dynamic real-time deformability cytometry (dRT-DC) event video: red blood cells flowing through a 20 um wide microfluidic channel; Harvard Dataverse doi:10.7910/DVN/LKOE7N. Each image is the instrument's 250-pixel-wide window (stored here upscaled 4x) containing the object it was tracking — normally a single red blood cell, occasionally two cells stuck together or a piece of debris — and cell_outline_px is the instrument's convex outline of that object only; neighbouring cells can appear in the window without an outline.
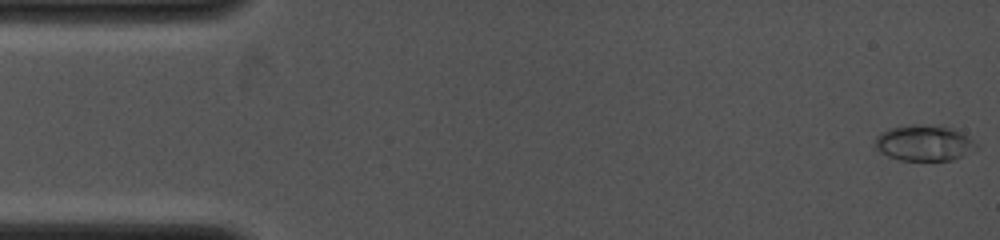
{"species": "common noctule bat (a hibernating species)", "species_latin": "Nyctalus noctula", "temperature_condition": "cold", "stored_images_in_passage": 52, "camera_frame_rate_fps": 4000, "um_per_image_px": 0.085, "animal": {"sex": "female", "body_mass_g": 19.0, "forearm_length_mm": 53.3}, "frame": {"image": 1, "passage_image": 1, "time_ms": 0.0, "image_size_px": [1000, 240], "cell_outline_px": [[980, 148], [952, 160], [900, 160], [888, 156], [880, 152], [876, 148], [876, 136], [880, 132], [888, 128], [912, 124], [936, 124], [952, 128], [960, 132], [972, 140]], "centroid_in_image_um": [78.54, 12.13], "position_along_channel_um": 6.5, "area_um2": 21.27}}
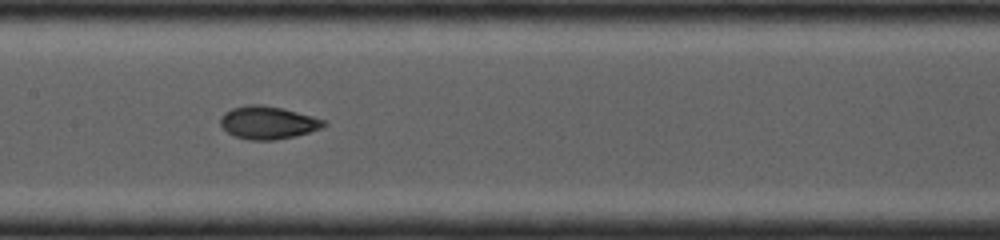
{"frame": {"image": 2, "passage_image": 27, "time_ms": 6.5, "image_size_px": [1000, 240], "cell_outline_px": [[328, 124], [320, 128], [296, 136], [276, 140], [248, 140], [236, 136], [228, 132], [220, 124], [220, 116], [224, 112], [232, 108], [248, 104], [260, 104], [284, 108], [328, 120]], "centroid_in_image_um": [22.8, 10.41], "position_along_channel_um": 184.6, "area_um2": 20.0}}
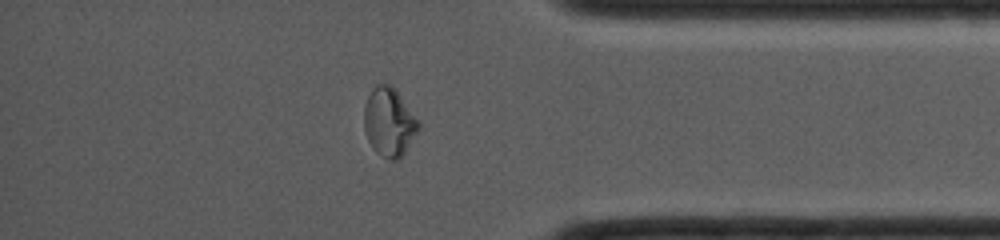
{"frame": {"image": 3, "passage_image": 46, "time_ms": 11.25, "image_size_px": [1000, 240], "cell_outline_px": [[420, 128], [404, 152], [396, 160], [388, 160], [380, 156], [372, 148], [368, 140], [364, 128], [364, 104], [372, 88], [376, 84], [388, 84], [400, 96], [420, 124]], "centroid_in_image_um": [33.04, 10.4], "position_along_channel_um": 402.2, "area_um2": 21.39}}